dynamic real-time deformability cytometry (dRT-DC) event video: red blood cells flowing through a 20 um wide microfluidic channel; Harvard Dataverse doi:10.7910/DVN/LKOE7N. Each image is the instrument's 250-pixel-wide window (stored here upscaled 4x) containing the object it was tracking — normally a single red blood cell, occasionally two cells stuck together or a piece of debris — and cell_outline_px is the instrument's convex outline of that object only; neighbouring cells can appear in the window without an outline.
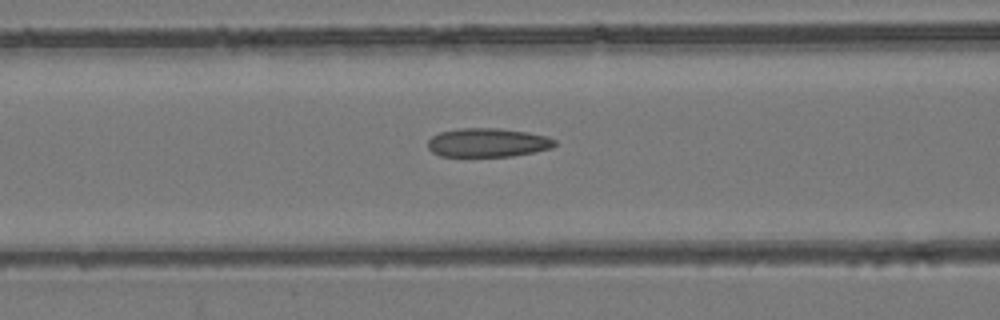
{"species": "common noctule bat (a hibernating species)", "species_latin": "Nyctalus noctula", "temperature_condition": "room temperature", "stored_images_in_passage": 53, "camera_frame_rate_fps": 3000, "um_per_image_px": 0.085, "animal": {"sex": "female", "body_mass_g": 24.6, "forearm_length_mm": 56.2}, "frame": {"image": 1, "passage_image": 22, "time_ms": 7.0, "image_size_px": [1000, 320], "cell_outline_px": [[556, 144], [552, 148], [536, 152], [512, 156], [440, 156], [432, 152], [428, 148], [428, 140], [432, 136], [440, 132], [460, 128], [500, 128], [528, 132], [548, 136], [556, 140]], "centroid_in_image_um": [41.48, 12.12], "position_along_channel_um": 125.1, "area_um2": 21.5}}
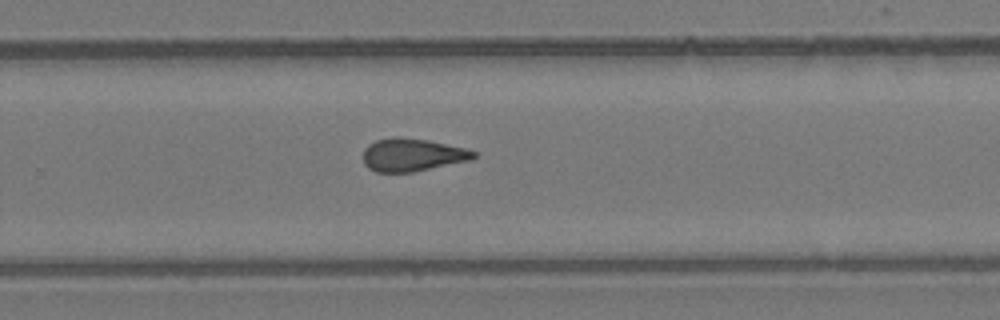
{"frame": {"image": 2, "passage_image": 35, "time_ms": 11.333, "image_size_px": [1000, 320], "cell_outline_px": [[476, 156], [472, 160], [412, 172], [376, 172], [368, 168], [364, 164], [364, 148], [368, 144], [376, 140], [392, 136], [396, 136], [428, 140], [464, 148], [476, 152]], "centroid_in_image_um": [35.02, 13.16], "position_along_channel_um": 294.8, "area_um2": 21.21}}
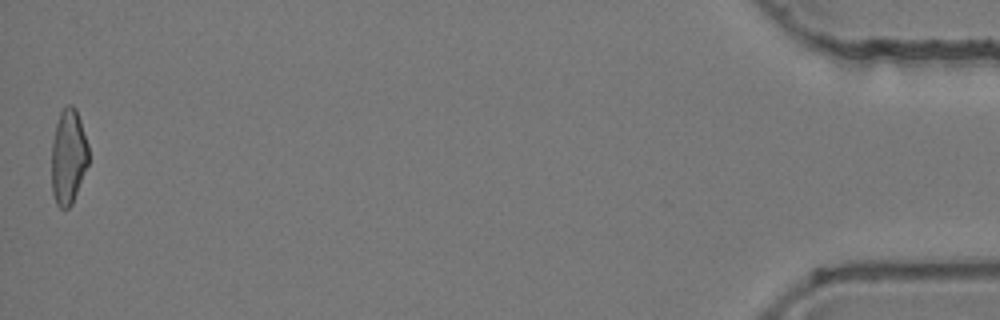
{"frame": {"image": 3, "passage_image": 53, "time_ms": 17.333, "image_size_px": [1000, 320], "cell_outline_px": [[88, 164], [72, 204], [68, 208], [60, 208], [56, 204], [52, 192], [52, 140], [56, 124], [60, 112], [68, 104], [72, 104], [76, 108], [88, 144]], "centroid_in_image_um": [5.8, 13.32], "position_along_channel_um": 429.4, "area_um2": 20.46}, "authors_computed_cell_mechanics": {"area_um2": 21.5016, "velocity_mm_per_s": 3.9179, "shape_relaxation_time_tau1_ms": null, "shape_relaxation_time_tau2_ms": 2.6466, "deformation_change_tau1": null, "deformation_change_tau2": 0.0981}}